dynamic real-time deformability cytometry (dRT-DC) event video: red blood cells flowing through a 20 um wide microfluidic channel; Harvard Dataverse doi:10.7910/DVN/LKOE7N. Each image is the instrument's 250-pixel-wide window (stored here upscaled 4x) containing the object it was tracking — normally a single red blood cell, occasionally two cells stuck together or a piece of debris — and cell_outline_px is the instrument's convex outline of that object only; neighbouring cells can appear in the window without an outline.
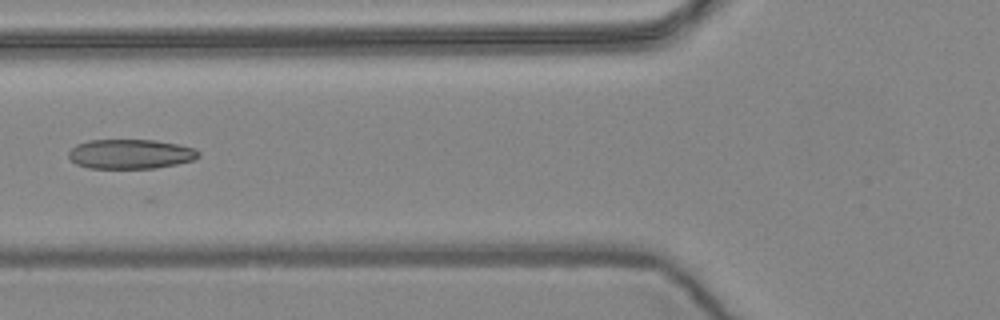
{"species": "common noctule bat (a hibernating species)", "species_latin": "Nyctalus noctula", "temperature_condition": "warm", "stored_images_in_passage": 3, "camera_frame_rate_fps": 3000, "um_per_image_px": 0.085, "animal": {"sex": "female", "body_mass_g": 24.6, "forearm_length_mm": 56.2}, "frame": {"image": 1, "passage_image": 3, "time_ms": 0.667, "image_size_px": [1000, 320], "cell_outline_px": [[200, 156], [196, 160], [156, 168], [88, 168], [76, 164], [68, 156], [68, 152], [76, 144], [88, 140], [156, 140], [196, 148], [200, 152]], "centroid_in_image_um": [11.12, 13.09], "position_along_channel_um": 114.7, "area_um2": 22.54}}